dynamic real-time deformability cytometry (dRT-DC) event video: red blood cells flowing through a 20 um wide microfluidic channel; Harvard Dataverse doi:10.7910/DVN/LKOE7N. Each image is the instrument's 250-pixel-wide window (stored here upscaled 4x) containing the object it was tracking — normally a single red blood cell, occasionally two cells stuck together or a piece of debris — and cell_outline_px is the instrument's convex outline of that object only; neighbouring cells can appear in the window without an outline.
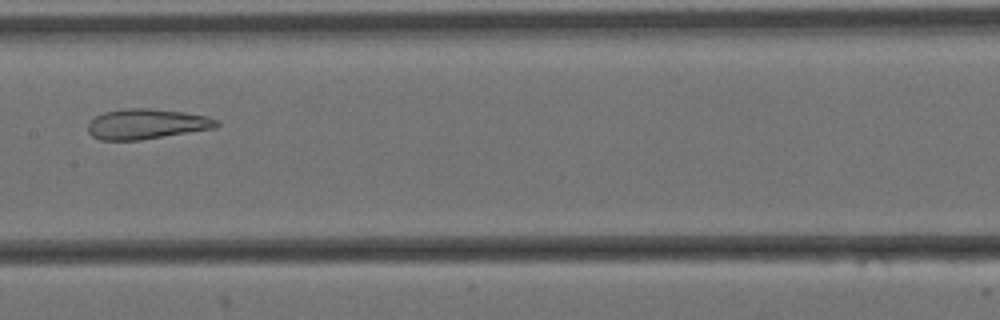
{"species": "Egyptian fruit bat (a non-hibernating species)", "species_latin": "Rousettus aegyptiacus", "temperature_condition": "cold", "stored_images_in_passage": 10, "camera_frame_rate_fps": 3000, "um_per_image_px": 0.085, "animal": {"sex": "female"}, "frame": {"image": 1, "passage_image": 7, "time_ms": 2.0, "image_size_px": [1000, 320], "cell_outline_px": [[220, 124], [216, 128], [140, 140], [100, 140], [92, 136], [88, 132], [88, 124], [96, 116], [104, 112], [124, 108], [148, 108], [184, 112], [208, 116], [216, 120]], "centroid_in_image_um": [12.46, 10.54], "position_along_channel_um": 194.9, "area_um2": 22.66}}